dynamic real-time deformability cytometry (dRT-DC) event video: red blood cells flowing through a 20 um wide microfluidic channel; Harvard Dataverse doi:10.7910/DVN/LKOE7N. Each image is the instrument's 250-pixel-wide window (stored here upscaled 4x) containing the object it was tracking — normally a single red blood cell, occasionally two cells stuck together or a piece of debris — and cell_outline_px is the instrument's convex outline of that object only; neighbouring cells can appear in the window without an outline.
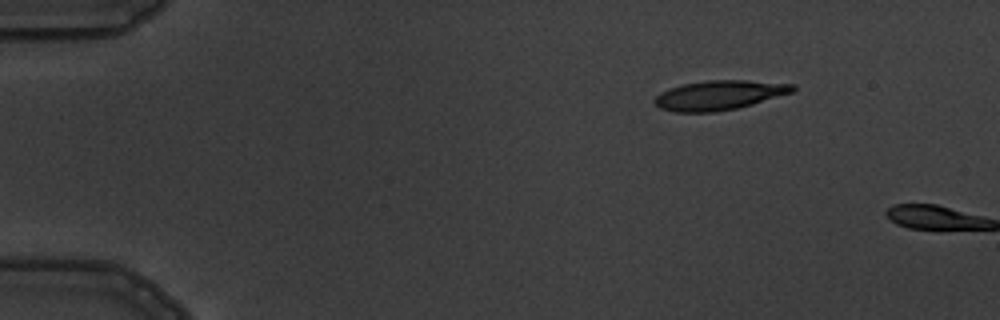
{"species": "common noctule bat (a hibernating species)", "species_latin": "Nyctalus noctula", "temperature_condition": "warm", "stored_images_in_passage": 3, "camera_frame_rate_fps": 3000, "um_per_image_px": 0.085, "animal": {"sex": "male", "body_mass_g": 19.5, "forearm_length_mm": 54.6}, "frame": {"image": 1, "passage_image": 3, "time_ms": 3.333, "image_size_px": [1000, 320], "cell_outline_px": [[796, 88], [792, 92], [752, 104], [736, 108], [712, 112], [676, 112], [660, 108], [652, 100], [660, 92], [684, 84], [708, 80], [748, 80], [796, 84]], "centroid_in_image_um": [61.14, 8.08], "position_along_channel_um": 23.9, "area_um2": 23.52}}